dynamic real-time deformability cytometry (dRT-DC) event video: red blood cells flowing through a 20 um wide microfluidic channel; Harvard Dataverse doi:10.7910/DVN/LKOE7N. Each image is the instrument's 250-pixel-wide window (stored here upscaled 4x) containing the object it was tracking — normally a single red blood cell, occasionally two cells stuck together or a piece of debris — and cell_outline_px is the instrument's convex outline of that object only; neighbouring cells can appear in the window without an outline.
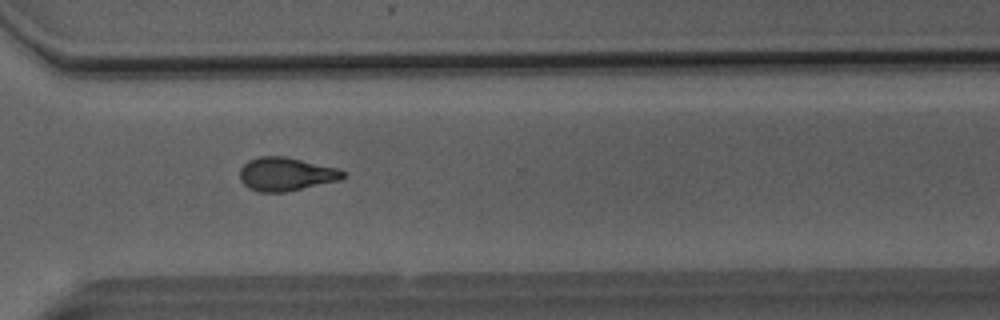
{"species": "Egyptian fruit bat (a non-hibernating species)", "species_latin": "Rousettus aegyptiacus", "temperature_condition": "room temperature", "stored_images_in_passage": 50, "camera_frame_rate_fps": 3000, "um_per_image_px": 0.085, "animal": {"sex": "male"}, "frame": {"image": 1, "passage_image": 37, "time_ms": 12.0, "image_size_px": [1000, 320], "cell_outline_px": [[348, 176], [340, 180], [284, 192], [256, 192], [248, 188], [240, 180], [240, 168], [248, 160], [260, 156], [284, 156], [336, 168], [348, 172]], "centroid_in_image_um": [24.31, 14.8], "position_along_channel_um": 346.3, "area_um2": 20.17}}
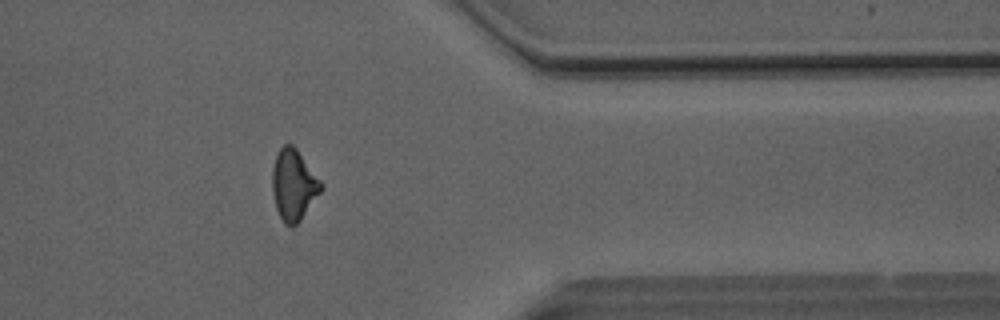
{"frame": {"image": 2, "passage_image": 41, "time_ms": 13.333, "image_size_px": [1000, 320], "cell_outline_px": [[324, 188], [300, 220], [296, 224], [284, 224], [276, 208], [272, 192], [272, 168], [276, 156], [280, 148], [284, 144], [292, 144], [296, 148], [324, 184]], "centroid_in_image_um": [24.97, 15.69], "position_along_channel_um": 386.4, "area_um2": 20.06}}
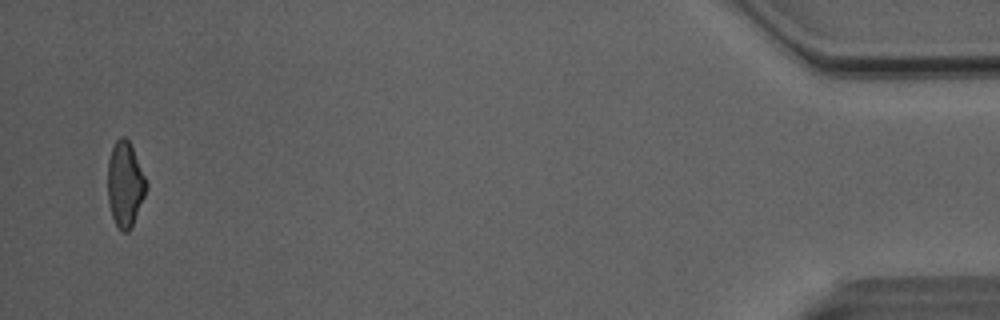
{"frame": {"image": 3, "passage_image": 49, "time_ms": 16.0, "image_size_px": [1000, 320], "cell_outline_px": [[148, 184], [144, 196], [132, 228], [128, 232], [124, 232], [116, 224], [112, 216], [108, 200], [108, 160], [112, 148], [116, 140], [120, 136], [124, 136], [128, 140], [132, 148]], "centroid_in_image_um": [10.62, 15.67], "position_along_channel_um": 424.6, "area_um2": 18.9}, "authors_computed_cell_mechanics": {"area_um2": 20.3745, "velocity_mm_per_s": 4.1, "shape_relaxation_time_tau1_ms": 6.5819, "shape_relaxation_time_tau2_ms": 2.8866, "deformation_change_tau1": 0.188, "deformation_change_tau2": 0.1114}}